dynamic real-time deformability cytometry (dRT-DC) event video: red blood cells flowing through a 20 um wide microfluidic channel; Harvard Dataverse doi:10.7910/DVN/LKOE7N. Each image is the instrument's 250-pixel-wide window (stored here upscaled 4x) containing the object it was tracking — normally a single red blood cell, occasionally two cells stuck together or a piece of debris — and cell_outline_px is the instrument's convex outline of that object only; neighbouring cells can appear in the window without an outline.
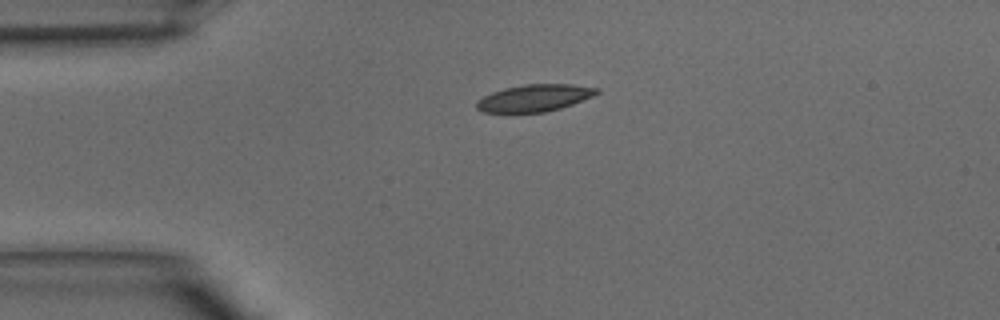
{"species": "common noctule bat (a hibernating species)", "species_latin": "Nyctalus noctula", "temperature_condition": "warm", "stored_images_in_passage": 31, "camera_frame_rate_fps": 3000, "um_per_image_px": 0.085, "animal": {"sex": "male", "body_mass_g": 15.6}, "frame": {"image": 1, "passage_image": 1, "time_ms": 0.0, "image_size_px": [1000, 320], "cell_outline_px": [[600, 92], [592, 96], [572, 104], [560, 108], [544, 112], [484, 112], [476, 108], [476, 100], [492, 92], [504, 88], [524, 84], [572, 84], [600, 88]], "centroid_in_image_um": [45.43, 8.31], "position_along_channel_um": 39.6, "area_um2": 18.84}}
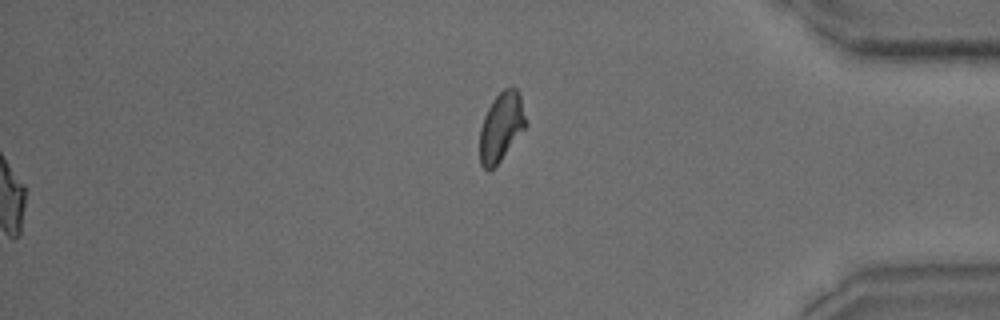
{"frame": {"image": 2, "passage_image": 25, "time_ms": 8.0, "image_size_px": [1000, 320], "cell_outline_px": [[528, 124], [500, 160], [488, 172], [480, 164], [480, 128], [484, 116], [492, 100], [504, 88], [512, 84], [520, 92]], "centroid_in_image_um": [42.62, 10.72], "position_along_channel_um": 392.6, "area_um2": 18.61}}
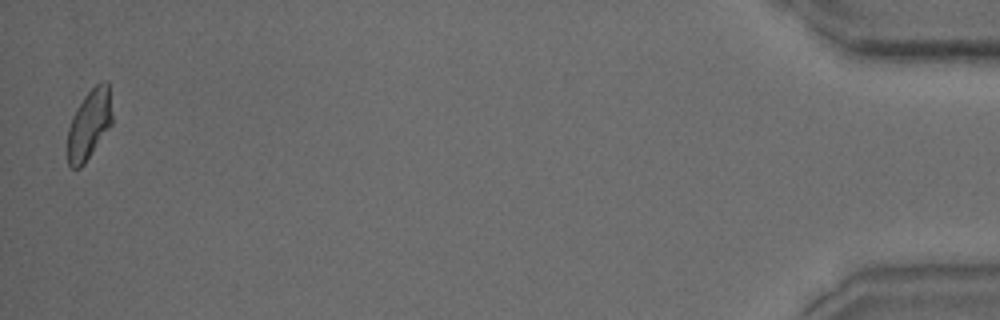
{"frame": {"image": 3, "passage_image": 31, "time_ms": 10.0, "image_size_px": [1000, 320], "cell_outline_px": [[112, 124], [84, 164], [80, 168], [72, 168], [68, 164], [68, 128], [72, 116], [76, 108], [84, 96], [100, 80], [108, 80], [112, 112]], "centroid_in_image_um": [7.59, 10.54], "position_along_channel_um": 427.6, "area_um2": 18.21}}